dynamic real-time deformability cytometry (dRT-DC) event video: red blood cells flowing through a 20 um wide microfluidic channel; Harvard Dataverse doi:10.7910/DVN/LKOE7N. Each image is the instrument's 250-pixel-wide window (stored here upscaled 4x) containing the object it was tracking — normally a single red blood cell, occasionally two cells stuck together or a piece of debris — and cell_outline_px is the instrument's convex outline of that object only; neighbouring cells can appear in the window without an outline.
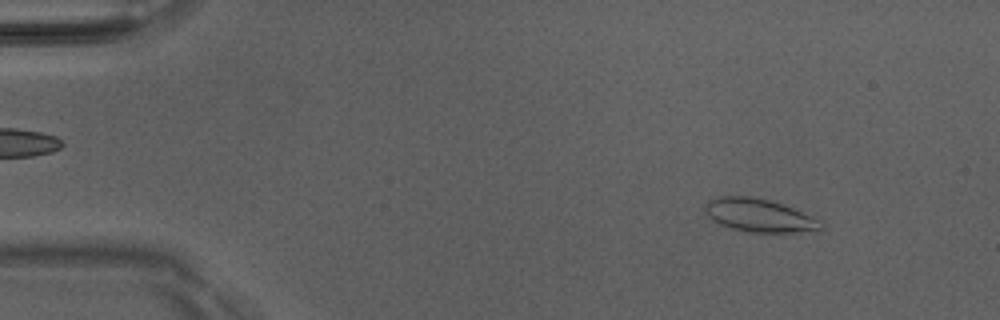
{"species": "Egyptian fruit bat (a non-hibernating species)", "species_latin": "Rousettus aegyptiacus", "temperature_condition": "room temperature", "stored_images_in_passage": 50, "camera_frame_rate_fps": 3000, "um_per_image_px": 0.085, "animal": {"sex": "male"}, "frame": {"image": 1, "passage_image": 5, "time_ms": 1.333, "image_size_px": [1000, 320], "cell_outline_px": [[824, 228], [816, 232], [748, 232], [732, 228], [720, 224], [712, 220], [704, 212], [704, 204], [708, 200], [720, 196], [752, 196], [768, 200], [792, 208], [824, 220]], "centroid_in_image_um": [64.58, 18.32], "position_along_channel_um": 20.4, "area_um2": 22.72}}
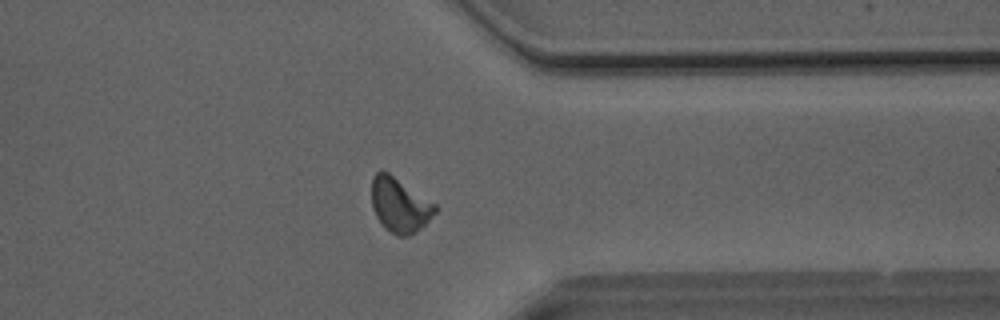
{"frame": {"image": 2, "passage_image": 39, "time_ms": 12.667, "image_size_px": [1000, 320], "cell_outline_px": [[436, 212], [416, 232], [408, 236], [400, 236], [392, 232], [376, 216], [372, 208], [372, 176], [376, 172], [388, 172], [436, 204]], "centroid_in_image_um": [33.97, 17.41], "position_along_channel_um": 377.4, "area_um2": 19.65}}
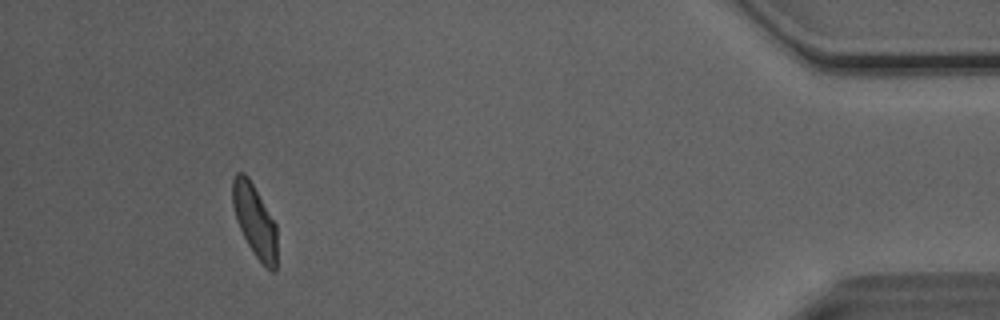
{"frame": {"image": 3, "passage_image": 46, "time_ms": 15.0, "image_size_px": [1000, 320], "cell_outline_px": [[276, 272], [272, 272], [264, 268], [252, 252], [236, 220], [232, 204], [232, 180], [236, 172], [244, 172], [248, 176], [276, 224]], "centroid_in_image_um": [21.64, 18.78], "position_along_channel_um": 413.6, "area_um2": 18.9}, "authors_computed_cell_mechanics": {"area_um2": 19.8254, "velocity_mm_per_s": 4.0393, "shape_relaxation_time_tau1_ms": 3.404, "shape_relaxation_time_tau2_ms": 1.1858, "deformation_change_tau1": 0.122, "deformation_change_tau2": 0.0605}}